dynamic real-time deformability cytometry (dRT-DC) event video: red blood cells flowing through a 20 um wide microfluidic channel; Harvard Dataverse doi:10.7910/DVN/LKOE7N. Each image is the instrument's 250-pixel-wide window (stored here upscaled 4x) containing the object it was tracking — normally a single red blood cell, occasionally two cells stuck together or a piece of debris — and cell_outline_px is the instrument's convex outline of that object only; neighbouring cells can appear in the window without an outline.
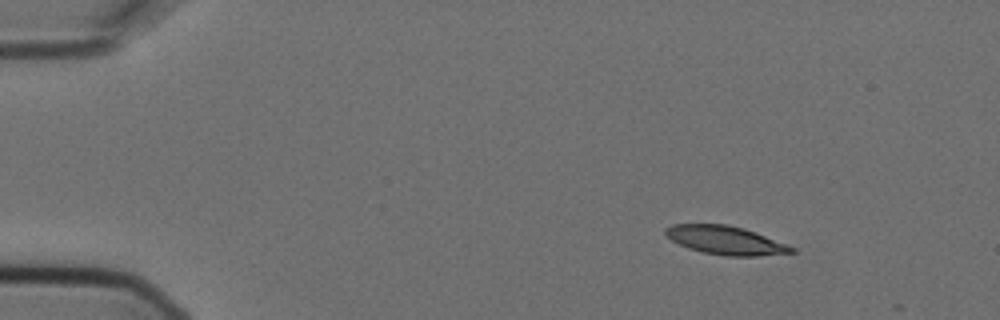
{"species": "Egyptian fruit bat (a non-hibernating species)", "species_latin": "Rousettus aegyptiacus", "temperature_condition": "cold", "stored_images_in_passage": 2, "camera_frame_rate_fps": 3000, "um_per_image_px": 0.085, "animal": {"sex": "female"}, "frame": {"image": 1, "passage_image": 1, "time_ms": 0.0, "image_size_px": [1000, 320], "cell_outline_px": [[796, 252], [760, 256], [724, 256], [704, 252], [688, 248], [672, 240], [664, 232], [664, 228], [672, 224], [728, 224], [744, 228], [756, 232], [788, 244], [796, 248]], "centroid_in_image_um": [61.71, 20.42], "position_along_channel_um": 23.3, "area_um2": 21.1}}